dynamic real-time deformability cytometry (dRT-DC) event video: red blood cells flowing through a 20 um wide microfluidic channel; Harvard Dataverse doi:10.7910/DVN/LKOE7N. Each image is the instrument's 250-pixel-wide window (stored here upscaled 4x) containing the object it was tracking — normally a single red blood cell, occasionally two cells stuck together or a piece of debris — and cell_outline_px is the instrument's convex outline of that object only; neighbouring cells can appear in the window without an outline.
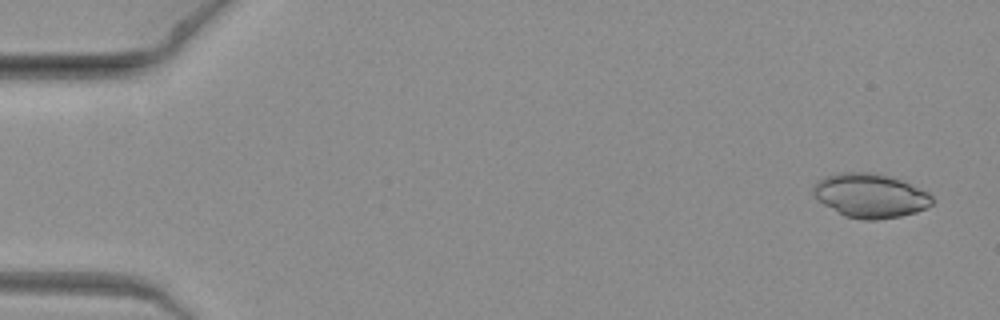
{"species": "common noctule bat (a hibernating species)", "species_latin": "Nyctalus noctula", "temperature_condition": "warm", "stored_images_in_passage": 8, "camera_frame_rate_fps": 3000, "um_per_image_px": 0.085, "animal": {"sex": "female", "body_mass_g": 19.3, "forearm_length_mm": 54.1}, "frame": {"image": 1, "passage_image": 1, "time_ms": 0.0, "image_size_px": [1000, 320], "cell_outline_px": [[936, 200], [932, 204], [916, 212], [900, 216], [876, 220], [864, 220], [844, 216], [824, 204], [812, 196], [812, 188], [820, 180], [828, 176], [840, 172], [880, 172], [900, 180], [928, 192]], "centroid_in_image_um": [73.98, 16.62], "position_along_channel_um": 11.0, "area_um2": 30.58}}